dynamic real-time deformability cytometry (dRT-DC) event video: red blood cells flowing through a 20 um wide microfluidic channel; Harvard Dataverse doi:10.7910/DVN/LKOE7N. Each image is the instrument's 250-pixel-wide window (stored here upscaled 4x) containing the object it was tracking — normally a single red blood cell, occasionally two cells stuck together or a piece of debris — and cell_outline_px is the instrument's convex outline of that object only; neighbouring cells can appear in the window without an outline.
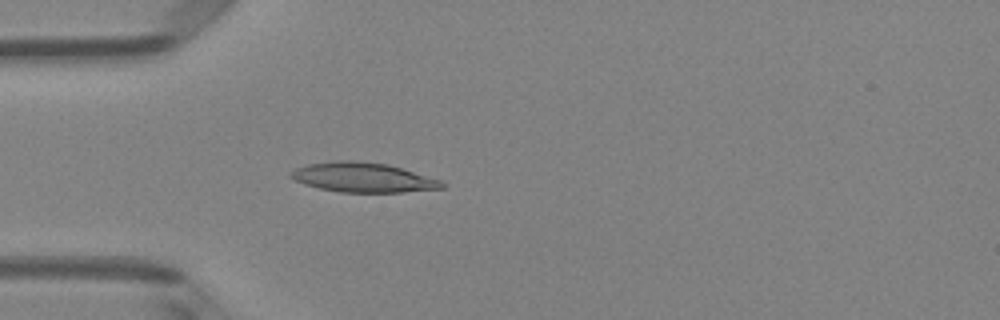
{"species": "Egyptian fruit bat (a non-hibernating species)", "species_latin": "Rousettus aegyptiacus", "temperature_condition": "room temperature", "stored_images_in_passage": 27, "camera_frame_rate_fps": 3000, "um_per_image_px": 0.085, "animal": {"sex": "female"}, "frame": {"image": 1, "passage_image": 14, "time_ms": 4.333, "image_size_px": [1000, 320], "cell_outline_px": [[444, 188], [400, 192], [340, 192], [320, 188], [304, 184], [292, 180], [288, 176], [288, 172], [296, 168], [308, 164], [336, 160], [352, 160], [388, 164], [440, 180], [444, 184]], "centroid_in_image_um": [30.78, 15.08], "position_along_channel_um": 54.2, "area_um2": 26.01}}
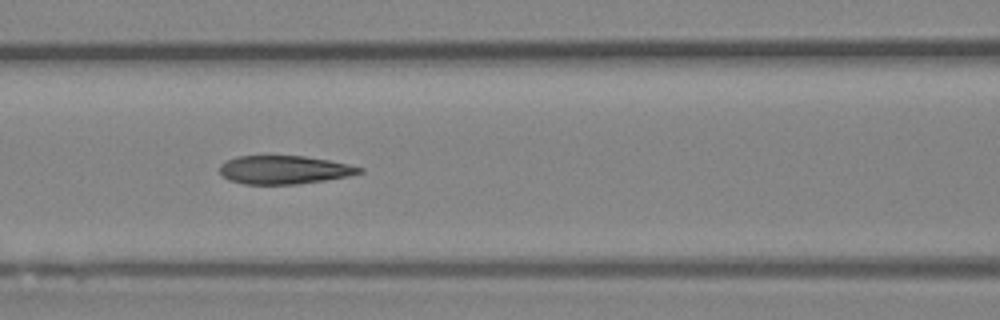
{"frame": {"image": 2, "passage_image": 21, "time_ms": 6.667, "image_size_px": [1000, 320], "cell_outline_px": [[364, 172], [348, 176], [324, 180], [296, 184], [244, 184], [228, 180], [220, 172], [220, 164], [236, 156], [304, 156], [328, 160], [348, 164], [364, 168]], "centroid_in_image_um": [24.16, 14.43], "position_along_channel_um": 142.4, "area_um2": 23.0}}
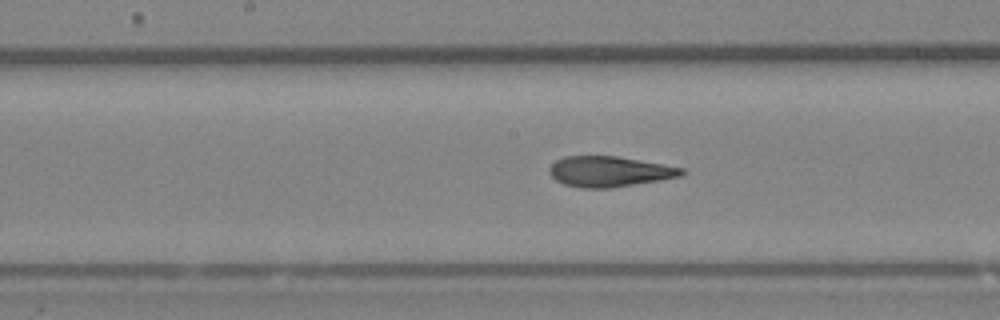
{"frame": {"image": 3, "passage_image": 25, "time_ms": 8.0, "image_size_px": [1000, 320], "cell_outline_px": [[688, 172], [684, 176], [612, 188], [580, 188], [564, 184], [556, 180], [548, 172], [548, 168], [556, 160], [564, 156], [616, 156], [684, 168]], "centroid_in_image_um": [51.82, 14.59], "position_along_channel_um": 196.4, "area_um2": 23.64}}